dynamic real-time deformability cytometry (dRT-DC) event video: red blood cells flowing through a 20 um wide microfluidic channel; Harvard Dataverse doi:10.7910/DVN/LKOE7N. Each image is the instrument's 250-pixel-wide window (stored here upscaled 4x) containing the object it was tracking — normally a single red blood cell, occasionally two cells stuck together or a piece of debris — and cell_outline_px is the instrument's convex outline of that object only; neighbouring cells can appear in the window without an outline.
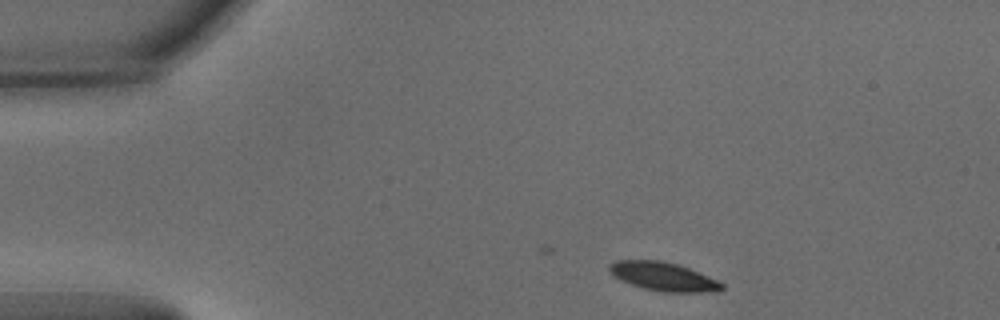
{"species": "common noctule bat (a hibernating species)", "species_latin": "Nyctalus noctula", "temperature_condition": "warm", "stored_images_in_passage": 21, "camera_frame_rate_fps": 3000, "um_per_image_px": 0.085, "animal": {"sex": "male", "body_mass_g": 15.6}, "frame": {"image": 1, "passage_image": 1, "time_ms": 0.0, "image_size_px": [1000, 320], "cell_outline_px": [[724, 288], [716, 292], [664, 292], [644, 288], [620, 280], [608, 268], [608, 264], [616, 260], [660, 260], [676, 264], [688, 268], [716, 280], [724, 284]], "centroid_in_image_um": [56.38, 23.51], "position_along_channel_um": 28.6, "area_um2": 18.5}}
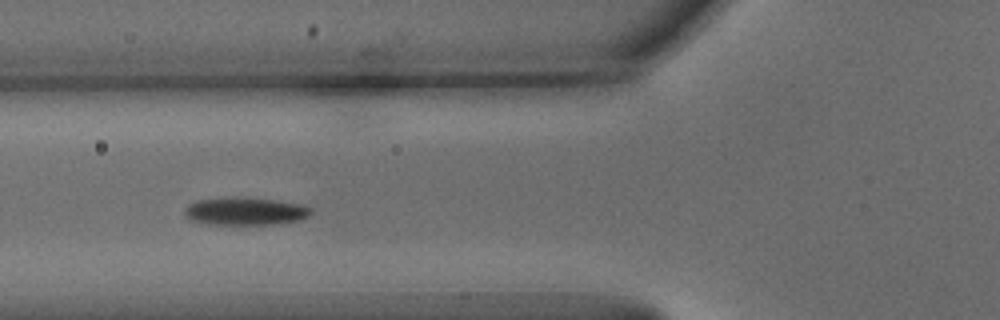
{"frame": {"image": 2, "passage_image": 12, "time_ms": 3.667, "image_size_px": [1000, 320], "cell_outline_px": [[312, 212], [308, 216], [300, 220], [272, 224], [208, 224], [188, 220], [184, 212], [184, 208], [188, 204], [196, 200], [228, 196], [236, 196], [272, 200], [300, 204], [312, 208]], "centroid_in_image_um": [20.78, 17.94], "position_along_channel_um": 105.0, "area_um2": 20.63}}
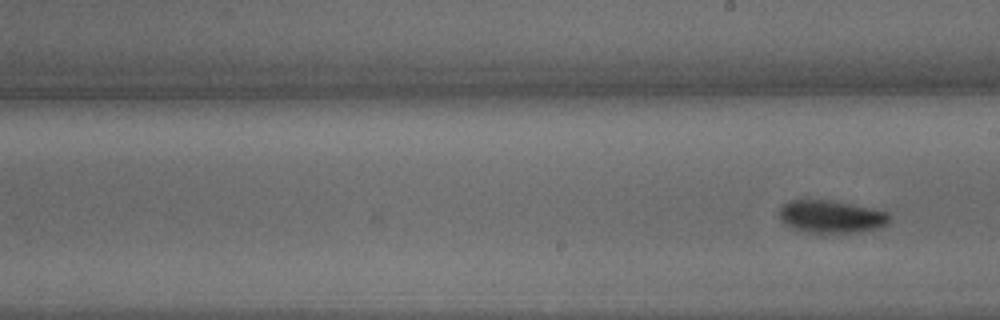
{"frame": {"image": 3, "passage_image": 21, "time_ms": 6.667, "image_size_px": [1000, 320], "cell_outline_px": [[892, 220], [888, 224], [876, 228], [860, 232], [808, 232], [792, 228], [784, 224], [780, 220], [780, 208], [788, 200], [832, 200], [892, 212]], "centroid_in_image_um": [70.71, 18.4], "position_along_channel_um": 218.3, "area_um2": 21.15}}